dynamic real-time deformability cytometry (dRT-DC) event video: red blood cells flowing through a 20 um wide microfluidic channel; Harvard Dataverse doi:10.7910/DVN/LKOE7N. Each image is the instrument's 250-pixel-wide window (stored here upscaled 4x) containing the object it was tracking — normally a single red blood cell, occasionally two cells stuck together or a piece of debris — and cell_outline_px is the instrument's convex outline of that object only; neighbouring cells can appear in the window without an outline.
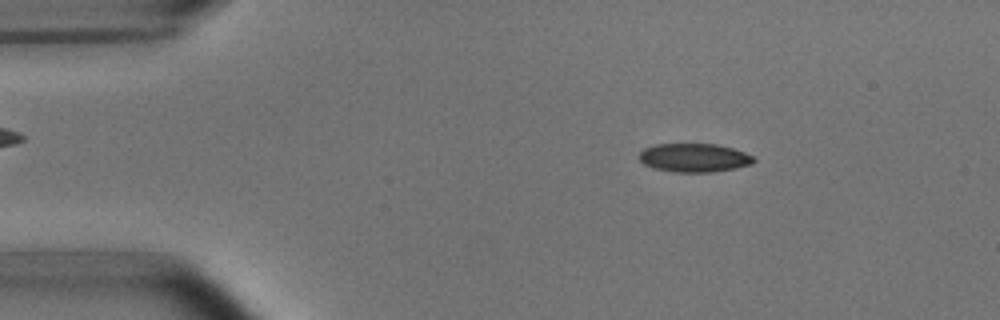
{"species": "common noctule bat (a hibernating species)", "species_latin": "Nyctalus noctula", "temperature_condition": "room temperature", "stored_images_in_passage": 4, "camera_frame_rate_fps": 3000, "um_per_image_px": 0.085, "animal": {"sex": "male", "body_mass_g": 15.6}, "frame": {"image": 1, "passage_image": 2, "time_ms": 1.0, "image_size_px": [1000, 320], "cell_outline_px": [[756, 160], [752, 164], [736, 168], [716, 172], [672, 172], [652, 168], [644, 164], [640, 160], [640, 152], [644, 148], [656, 144], [716, 144], [732, 148], [744, 152], [752, 156]], "centroid_in_image_um": [59.0, 13.42], "position_along_channel_um": 26.0, "area_um2": 19.19}}
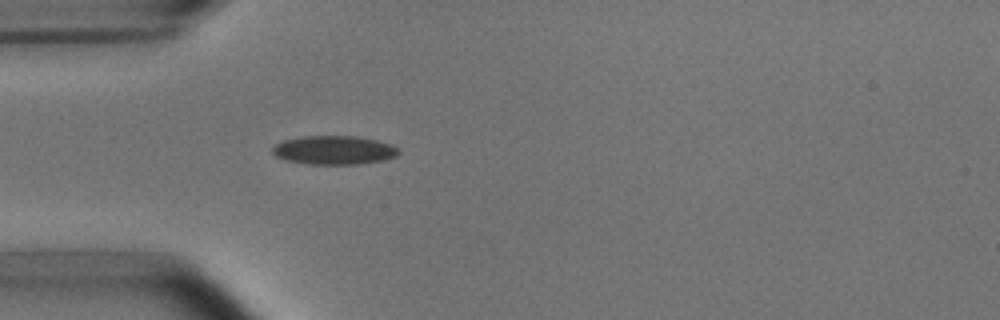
{"frame": {"image": 2, "passage_image": 4, "time_ms": 3.333, "image_size_px": [1000, 320], "cell_outline_px": [[400, 152], [396, 156], [384, 160], [360, 164], [308, 164], [288, 160], [276, 156], [272, 152], [272, 148], [276, 144], [284, 140], [300, 136], [356, 136], [376, 140], [392, 144]], "centroid_in_image_um": [28.4, 12.76], "position_along_channel_um": 56.6, "area_um2": 21.1}}